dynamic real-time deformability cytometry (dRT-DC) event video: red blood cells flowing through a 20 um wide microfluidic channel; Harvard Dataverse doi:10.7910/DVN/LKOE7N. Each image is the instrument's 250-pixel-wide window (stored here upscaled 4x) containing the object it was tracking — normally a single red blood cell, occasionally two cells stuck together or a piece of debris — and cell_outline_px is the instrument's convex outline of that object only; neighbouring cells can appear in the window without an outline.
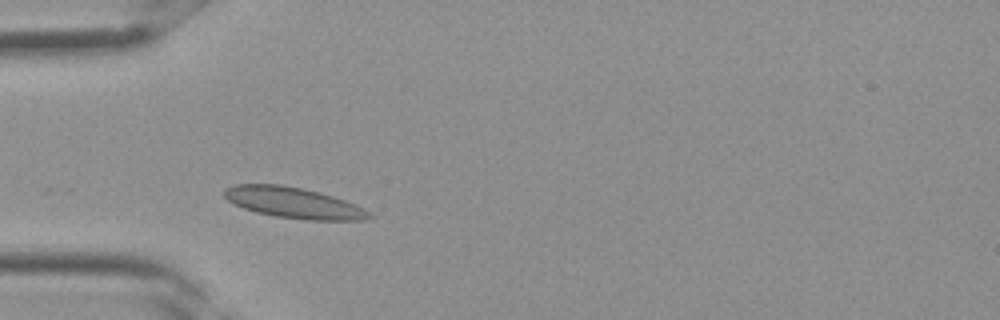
{"species": "Egyptian fruit bat (a non-hibernating species)", "species_latin": "Rousettus aegyptiacus", "temperature_condition": "room temperature", "stored_images_in_passage": 3, "camera_frame_rate_fps": 3000, "um_per_image_px": 0.085, "frame": {"image": 1, "passage_image": 3, "time_ms": 0.667, "image_size_px": [1000, 320], "cell_outline_px": [[372, 216], [364, 220], [304, 220], [276, 216], [256, 212], [244, 208], [228, 200], [224, 196], [224, 188], [236, 184], [280, 184], [304, 188], [320, 192], [356, 204], [364, 208]], "centroid_in_image_um": [24.95, 17.23], "position_along_channel_um": 60.0, "area_um2": 26.01}}